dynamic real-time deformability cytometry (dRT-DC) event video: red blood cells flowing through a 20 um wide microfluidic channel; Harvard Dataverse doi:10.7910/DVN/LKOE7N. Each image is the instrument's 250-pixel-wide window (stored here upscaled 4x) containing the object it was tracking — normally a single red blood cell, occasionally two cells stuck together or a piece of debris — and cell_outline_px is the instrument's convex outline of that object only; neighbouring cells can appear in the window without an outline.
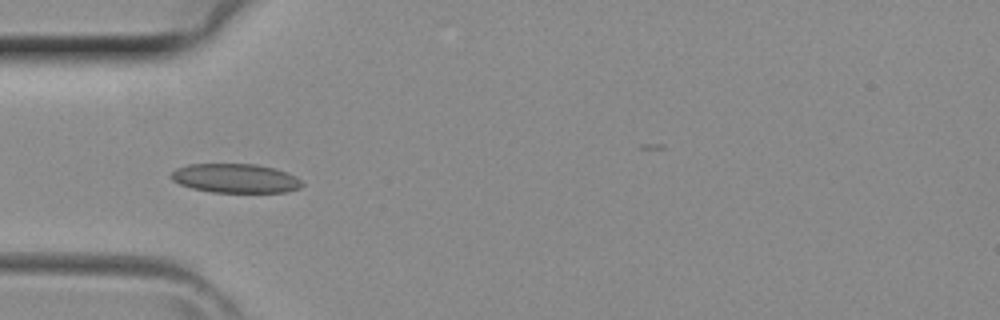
{"species": "common noctule bat (a hibernating species)", "species_latin": "Nyctalus noctula", "temperature_condition": "room temperature", "stored_images_in_passage": 37, "camera_frame_rate_fps": 3000, "um_per_image_px": 0.085, "animal": {"sex": "female", "body_mass_g": 29.2, "forearm_length_mm": 56.3}, "frame": {"image": 1, "passage_image": 12, "time_ms": 3.667, "image_size_px": [1000, 320], "cell_outline_px": [[304, 184], [300, 188], [284, 192], [212, 192], [192, 188], [180, 184], [172, 180], [168, 176], [176, 168], [188, 164], [256, 164], [276, 168], [288, 172], [296, 176]], "centroid_in_image_um": [20.01, 15.15], "position_along_channel_um": 65.0, "area_um2": 22.37}}
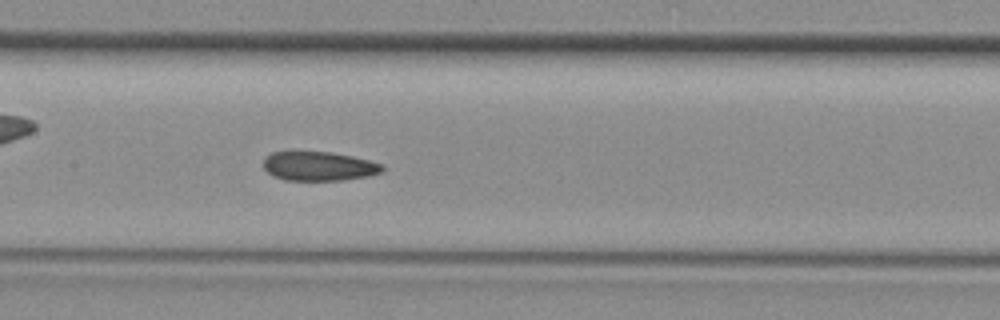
{"frame": {"image": 2, "passage_image": 19, "time_ms": 6.0, "image_size_px": [1000, 320], "cell_outline_px": [[384, 168], [380, 172], [368, 176], [344, 180], [284, 180], [272, 176], [264, 168], [264, 160], [272, 152], [332, 152], [352, 156], [384, 164]], "centroid_in_image_um": [27.12, 14.13], "position_along_channel_um": 180.3, "area_um2": 20.11}}
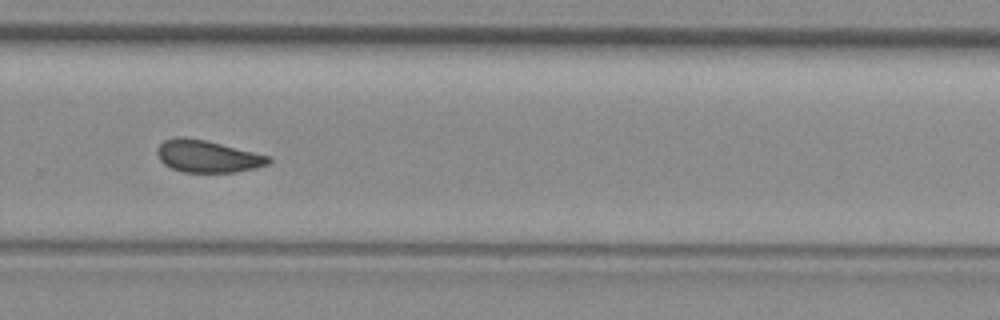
{"frame": {"image": 3, "passage_image": 27, "time_ms": 8.667, "image_size_px": [1000, 320], "cell_outline_px": [[272, 160], [268, 164], [256, 168], [236, 172], [184, 172], [172, 168], [164, 164], [160, 160], [156, 152], [156, 148], [164, 140], [176, 136], [184, 136], [204, 140], [272, 156]], "centroid_in_image_um": [17.64, 13.28], "position_along_channel_um": 312.2, "area_um2": 20.98}}